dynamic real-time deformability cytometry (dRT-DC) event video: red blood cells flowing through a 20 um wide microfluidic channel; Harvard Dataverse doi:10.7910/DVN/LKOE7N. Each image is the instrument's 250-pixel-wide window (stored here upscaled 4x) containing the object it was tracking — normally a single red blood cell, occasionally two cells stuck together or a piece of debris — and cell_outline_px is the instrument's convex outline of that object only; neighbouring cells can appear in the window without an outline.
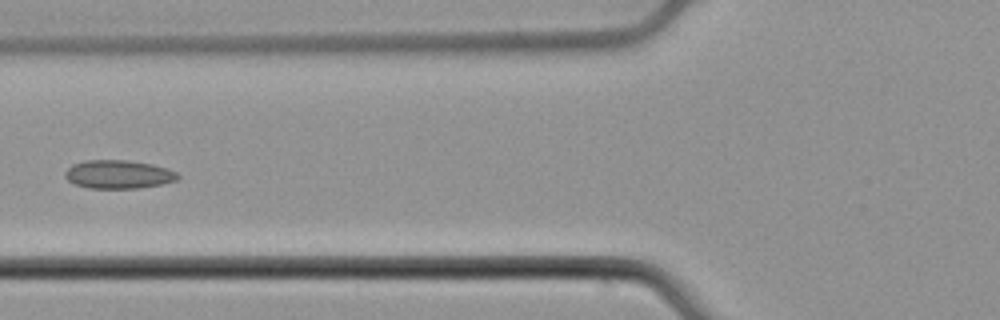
{"species": "common noctule bat (a hibernating species)", "species_latin": "Nyctalus noctula", "temperature_condition": "cold", "stored_images_in_passage": 5, "camera_frame_rate_fps": 3000, "um_per_image_px": 0.085, "animal": {"sex": "male", "body_mass_g": 21.5, "forearm_length_mm": 52.0}, "frame": {"image": 1, "passage_image": 5, "time_ms": 1.333, "image_size_px": [1000, 320], "cell_outline_px": [[180, 176], [176, 180], [160, 184], [136, 188], [88, 188], [76, 184], [68, 180], [64, 176], [64, 172], [72, 164], [84, 160], [124, 160], [152, 164], [176, 172]], "centroid_in_image_um": [10.02, 14.81], "position_along_channel_um": 115.8, "area_um2": 18.5}}